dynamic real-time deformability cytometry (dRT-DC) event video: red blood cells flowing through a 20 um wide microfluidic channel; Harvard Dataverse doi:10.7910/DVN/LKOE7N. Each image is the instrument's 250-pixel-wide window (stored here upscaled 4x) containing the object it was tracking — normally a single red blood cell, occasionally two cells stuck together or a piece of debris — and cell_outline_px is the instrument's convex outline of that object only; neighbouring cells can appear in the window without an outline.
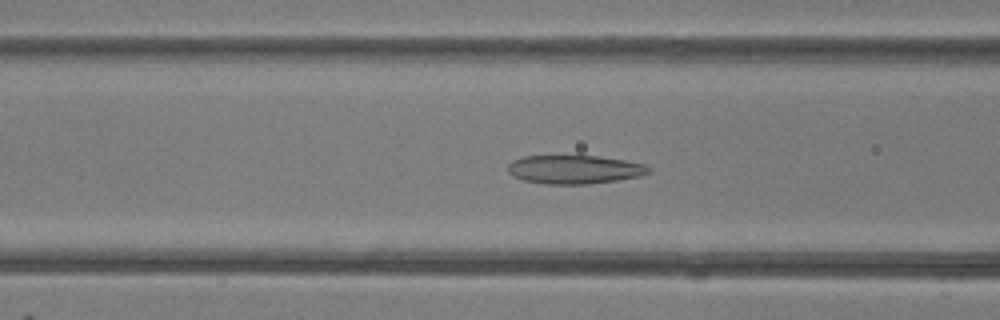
{"species": "common noctule bat (a hibernating species)", "species_latin": "Nyctalus noctula", "temperature_condition": "room temperature", "stored_images_in_passage": 49, "camera_frame_rate_fps": 3000, "um_per_image_px": 0.085, "animal": {"sex": "female"}, "frame": {"image": 1, "passage_image": 19, "time_ms": 6.0, "image_size_px": [1000, 320], "cell_outline_px": [[652, 172], [640, 176], [616, 180], [588, 184], [548, 184], [524, 180], [512, 176], [508, 172], [508, 164], [512, 160], [524, 156], [600, 156], [624, 160], [644, 164], [652, 168]], "centroid_in_image_um": [48.84, 14.4], "position_along_channel_um": 117.8, "area_um2": 23.52}}
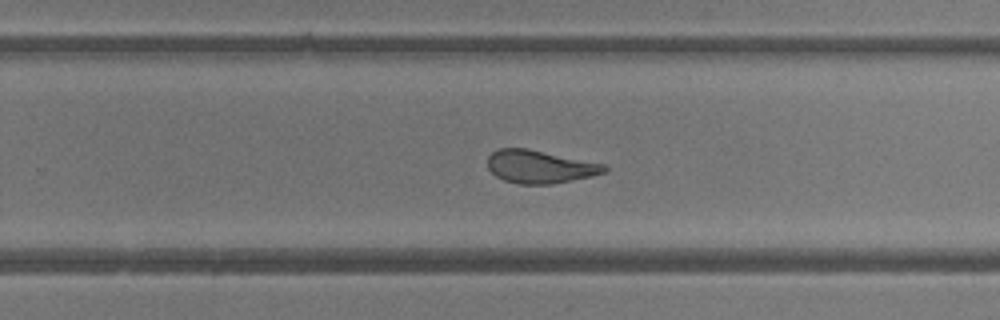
{"frame": {"image": 2, "passage_image": 31, "time_ms": 10.0, "image_size_px": [1000, 320], "cell_outline_px": [[608, 168], [604, 172], [592, 176], [552, 184], [520, 184], [504, 180], [496, 176], [488, 168], [488, 156], [492, 152], [500, 148], [528, 148], [604, 164]], "centroid_in_image_um": [45.87, 14.16], "position_along_channel_um": 283.9, "area_um2": 22.31}}
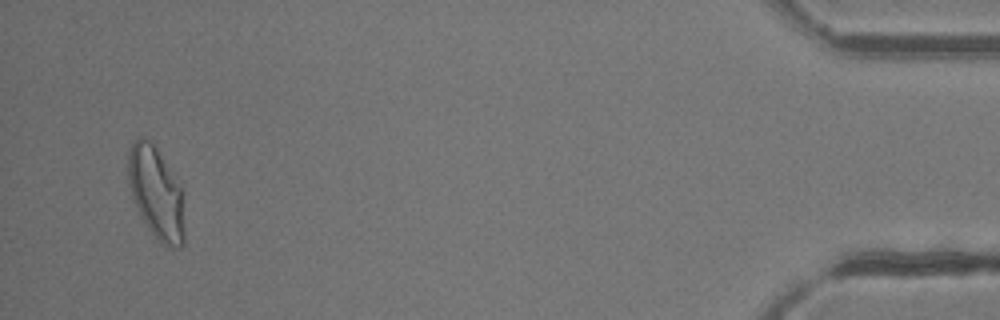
{"frame": {"image": 3, "passage_image": 47, "time_ms": 15.333, "image_size_px": [1000, 320], "cell_outline_px": [[184, 244], [180, 248], [172, 248], [160, 240], [152, 232], [144, 220], [132, 200], [128, 184], [128, 152], [132, 144], [140, 136], [144, 136], [156, 148], [184, 188]], "centroid_in_image_um": [13.31, 16.39], "position_along_channel_um": 421.9, "area_um2": 30.46}, "authors_computed_cell_mechanics": {"area_um2": 25.9522, "velocity_mm_per_s": 4.1621, "shape_relaxation_time_tau1_ms": 6.0274, "shape_relaxation_time_tau2_ms": 1.6807, "deformation_change_tau1": 0.1764, "deformation_change_tau2": 0.1029}}